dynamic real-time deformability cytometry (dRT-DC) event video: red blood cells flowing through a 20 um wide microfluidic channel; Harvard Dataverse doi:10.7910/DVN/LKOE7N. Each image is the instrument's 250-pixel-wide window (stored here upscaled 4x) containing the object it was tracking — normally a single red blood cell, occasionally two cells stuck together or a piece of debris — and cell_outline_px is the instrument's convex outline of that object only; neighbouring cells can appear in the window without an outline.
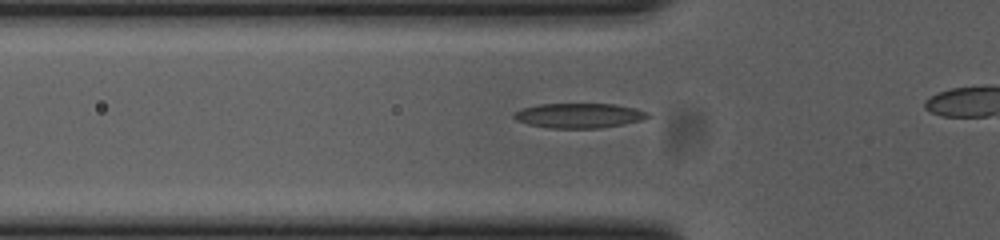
{"species": "common noctule bat (a hibernating species)", "species_latin": "Nyctalus noctula", "temperature_condition": "cold", "stored_images_in_passage": 34, "camera_frame_rate_fps": 3000, "um_per_image_px": 0.085, "animal": {"sex": "female", "body_mass_g": 23.0, "forearm_length_mm": 53.4}, "frame": {"image": 1, "passage_image": 8, "time_ms": 2.333, "image_size_px": [1000, 240], "cell_outline_px": [[652, 116], [644, 120], [624, 124], [596, 128], [552, 128], [528, 124], [516, 120], [512, 116], [516, 112], [524, 108], [540, 104], [612, 104], [636, 108], [648, 112]], "centroid_in_image_um": [49.28, 9.82], "position_along_channel_um": 76.5, "area_um2": 19.25}}
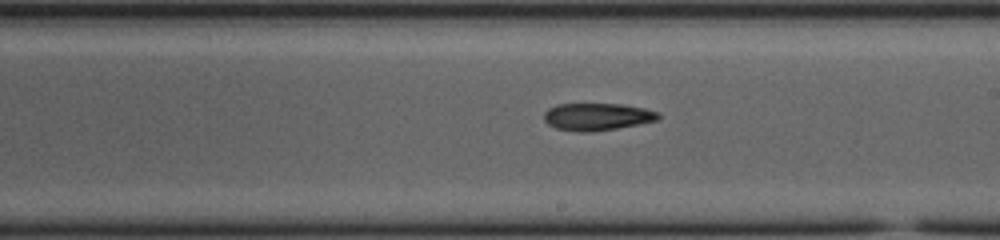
{"frame": {"image": 2, "passage_image": 21, "time_ms": 6.667, "image_size_px": [1000, 240], "cell_outline_px": [[660, 120], [616, 128], [588, 132], [576, 132], [556, 128], [548, 124], [544, 120], [544, 112], [548, 108], [556, 104], [620, 104], [644, 108], [660, 112]], "centroid_in_image_um": [50.76, 9.92], "position_along_channel_um": 238.2, "area_um2": 18.26}}
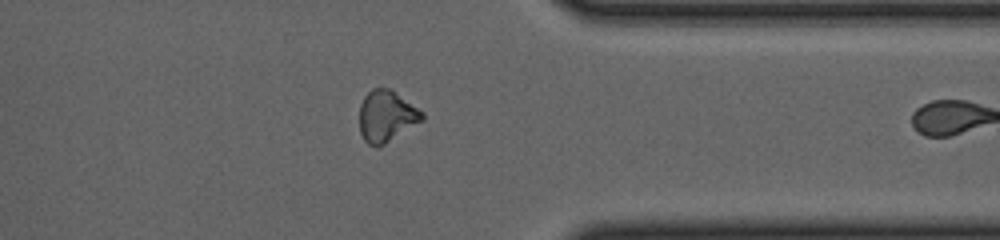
{"frame": {"image": 3, "passage_image": 33, "time_ms": 10.667, "image_size_px": [1000, 240], "cell_outline_px": [[424, 120], [384, 144], [376, 148], [368, 144], [364, 140], [360, 132], [360, 104], [364, 96], [372, 88], [392, 88], [424, 112]], "centroid_in_image_um": [32.86, 9.86], "position_along_channel_um": 378.5, "area_um2": 19.02}}